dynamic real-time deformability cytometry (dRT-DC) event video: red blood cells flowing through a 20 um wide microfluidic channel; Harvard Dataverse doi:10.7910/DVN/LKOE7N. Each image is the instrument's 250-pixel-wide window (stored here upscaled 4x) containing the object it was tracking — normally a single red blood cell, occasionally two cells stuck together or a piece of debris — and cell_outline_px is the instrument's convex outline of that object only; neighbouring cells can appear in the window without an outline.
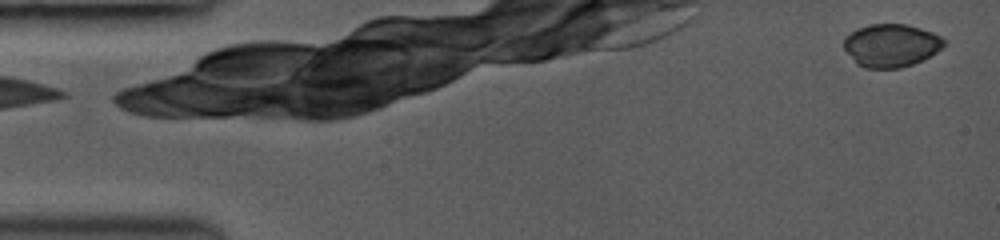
{"species": "common noctule bat (a hibernating species)", "species_latin": "Nyctalus noctula", "temperature_condition": "room temperature", "stored_images_in_passage": 27, "camera_frame_rate_fps": 3000, "um_per_image_px": 0.085, "animal": {"sex": "female", "body_mass_g": 19.0, "forearm_length_mm": 53.3}, "frame": {"image": 1, "passage_image": 1, "time_ms": 0.0, "image_size_px": [1000, 240], "cell_outline_px": [[948, 44], [924, 60], [900, 68], [864, 68], [856, 64], [844, 48], [844, 36], [856, 28], [868, 24], [904, 24], [920, 28], [932, 32], [948, 40]], "centroid_in_image_um": [75.76, 3.86], "position_along_channel_um": 9.2, "area_um2": 25.43}}